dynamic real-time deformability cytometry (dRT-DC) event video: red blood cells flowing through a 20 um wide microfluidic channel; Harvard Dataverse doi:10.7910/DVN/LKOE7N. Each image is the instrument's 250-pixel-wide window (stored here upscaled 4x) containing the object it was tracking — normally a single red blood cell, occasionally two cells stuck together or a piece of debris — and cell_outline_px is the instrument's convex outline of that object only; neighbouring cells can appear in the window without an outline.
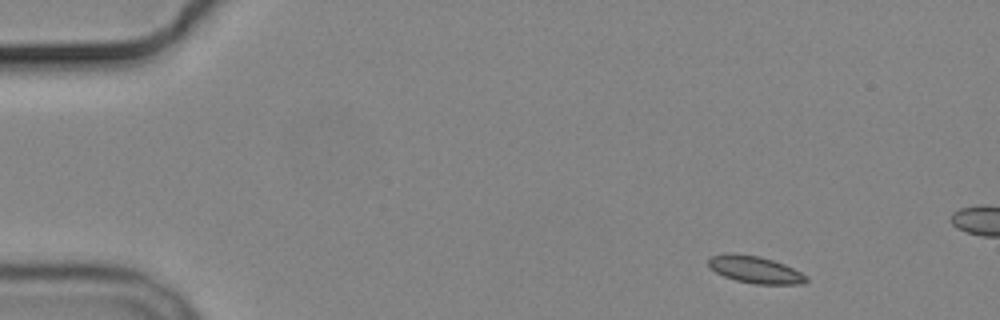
{"species": "common noctule bat (a hibernating species)", "species_latin": "Nyctalus noctula", "temperature_condition": "cold", "stored_images_in_passage": 4, "camera_frame_rate_fps": 3000, "um_per_image_px": 0.085, "animal": {"sex": "male", "body_mass_g": 19.2, "forearm_length_mm": 51.8}, "frame": {"image": 1, "passage_image": 1, "time_ms": 0.0, "image_size_px": [1000, 320], "cell_outline_px": [[808, 280], [804, 284], [752, 284], [736, 280], [724, 276], [708, 268], [708, 256], [724, 252], [732, 252], [760, 256], [784, 264], [808, 276]], "centroid_in_image_um": [64.13, 22.9], "position_along_channel_um": 20.9, "area_um2": 15.78}}